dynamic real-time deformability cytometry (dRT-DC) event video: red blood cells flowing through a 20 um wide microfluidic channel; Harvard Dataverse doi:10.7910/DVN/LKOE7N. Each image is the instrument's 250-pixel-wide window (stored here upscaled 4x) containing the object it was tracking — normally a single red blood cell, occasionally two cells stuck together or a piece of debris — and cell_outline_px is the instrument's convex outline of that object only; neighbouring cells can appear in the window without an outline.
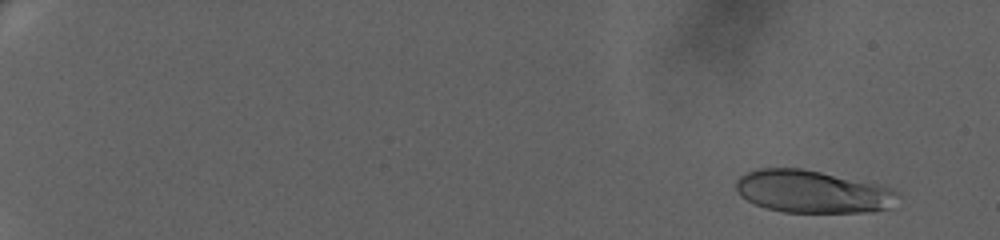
{"species": "human", "species_latin": "Homo sapiens", "temperature_condition": "warm", "stored_images_in_passage": 65, "camera_frame_rate_fps": 3000, "um_per_image_px": 0.085, "donor": {"sex": "female"}, "frame": {"image": 1, "passage_image": 1, "time_ms": 0.0, "image_size_px": [1000, 240], "cell_outline_px": [[900, 196], [888, 208], [872, 212], [784, 212], [768, 208], [756, 204], [740, 196], [736, 188], [736, 180], [740, 176], [748, 172], [760, 168], [800, 168], [880, 184], [892, 188], [900, 192]], "centroid_in_image_um": [69.09, 16.29], "position_along_channel_um": 15.9, "area_um2": 40.06}}
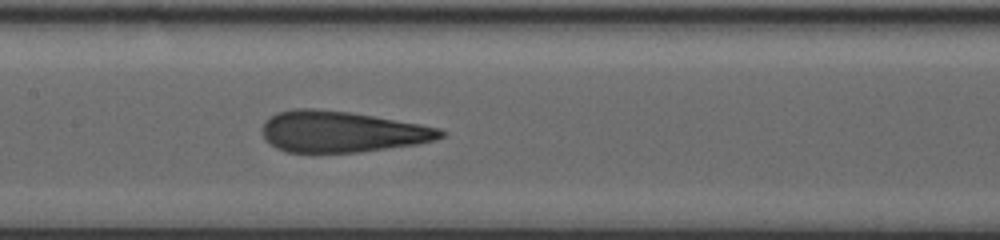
{"frame": {"image": 2, "passage_image": 35, "time_ms": 11.333, "image_size_px": [1000, 240], "cell_outline_px": [[448, 132], [444, 136], [436, 140], [416, 144], [360, 152], [312, 156], [288, 152], [276, 148], [264, 140], [264, 120], [268, 116], [276, 112], [296, 108], [312, 108], [348, 112], [420, 124], [440, 128]], "centroid_in_image_um": [29.0, 11.23], "position_along_channel_um": 178.4, "area_um2": 43.75}}
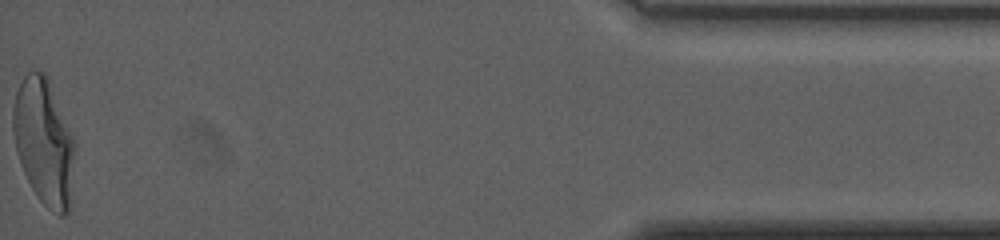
{"frame": {"image": 3, "passage_image": 65, "time_ms": 21.333, "image_size_px": [1000, 240], "cell_outline_px": [[76, 148], [68, 212], [64, 216], [60, 216], [52, 212], [36, 196], [24, 172], [16, 152], [12, 132], [12, 108], [16, 92], [24, 76], [28, 72], [44, 72], [48, 76], [76, 144]], "centroid_in_image_um": [3.73, 12.05], "position_along_channel_um": 431.5, "area_um2": 45.6}, "authors_computed_cell_mechanics": {"area_um2": 42.2518, "velocity_mm_per_s": 3.2161, "shape_relaxation_time_tau1_ms": 6.739, "shape_relaxation_time_tau2_ms": 0.8692, "deformation_change_tau1": 0.2629, "deformation_change_tau2": 0.0908}}